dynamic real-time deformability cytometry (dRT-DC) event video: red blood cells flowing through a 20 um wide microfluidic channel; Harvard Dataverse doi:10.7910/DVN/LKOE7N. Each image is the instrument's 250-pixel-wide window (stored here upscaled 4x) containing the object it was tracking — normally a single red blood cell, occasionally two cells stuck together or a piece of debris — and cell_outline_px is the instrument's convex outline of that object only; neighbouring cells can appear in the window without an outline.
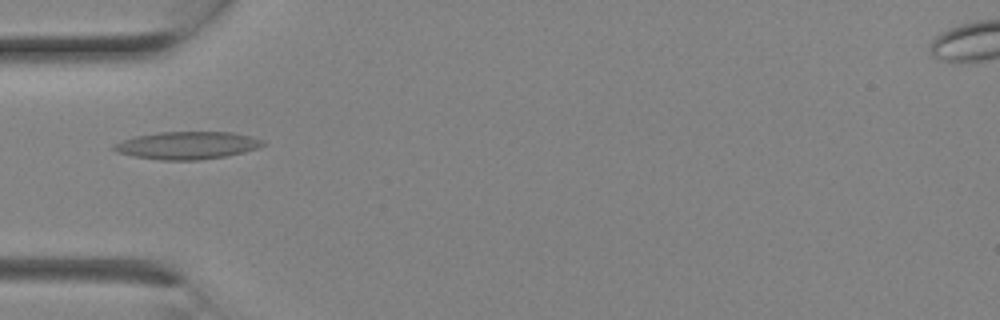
{"species": "Egyptian fruit bat (a non-hibernating species)", "species_latin": "Rousettus aegyptiacus", "temperature_condition": "room temperature", "stored_images_in_passage": 1, "camera_frame_rate_fps": 3000, "um_per_image_px": 0.085, "animal": {"sex": "female"}, "frame": {"image": 1, "passage_image": 1, "time_ms": 0.0, "image_size_px": [1000, 320], "cell_outline_px": [[264, 144], [256, 148], [244, 152], [224, 156], [196, 160], [160, 160], [132, 156], [116, 152], [112, 148], [112, 144], [136, 136], [160, 132], [232, 132], [252, 136], [264, 140]], "centroid_in_image_um": [15.89, 12.35], "position_along_channel_um": 69.1, "area_um2": 23.87}}